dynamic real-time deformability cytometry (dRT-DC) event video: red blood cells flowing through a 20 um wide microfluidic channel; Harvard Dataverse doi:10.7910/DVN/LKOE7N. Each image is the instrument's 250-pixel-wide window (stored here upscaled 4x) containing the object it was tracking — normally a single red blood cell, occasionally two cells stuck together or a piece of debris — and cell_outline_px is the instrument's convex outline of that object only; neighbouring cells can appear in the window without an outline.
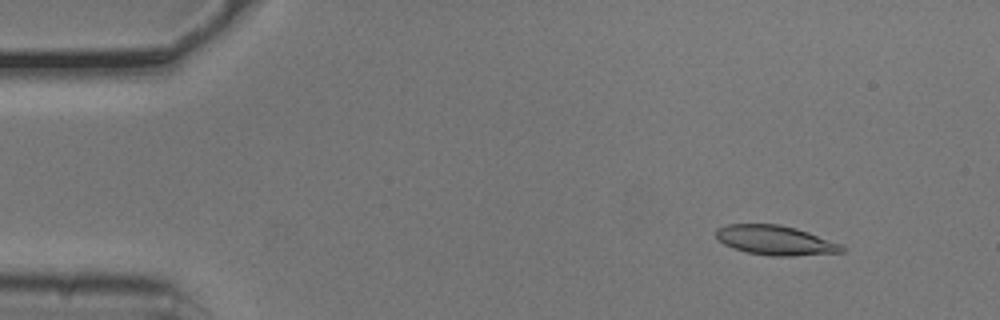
{"species": "common noctule bat (a hibernating species)", "species_latin": "Nyctalus noctula", "temperature_condition": "cold", "stored_images_in_passage": 53, "camera_frame_rate_fps": 3000, "um_per_image_px": 0.085, "animal": {"sex": "male", "body_mass_g": 20.5, "forearm_length_mm": 52.5}, "frame": {"image": 1, "passage_image": 6, "time_ms": 1.667, "image_size_px": [1000, 320], "cell_outline_px": [[848, 248], [844, 252], [792, 256], [772, 256], [748, 252], [732, 248], [724, 244], [716, 236], [716, 228], [728, 224], [780, 224], [796, 228], [808, 232], [840, 244]], "centroid_in_image_um": [65.91, 20.42], "position_along_channel_um": 19.1, "area_um2": 21.62}}
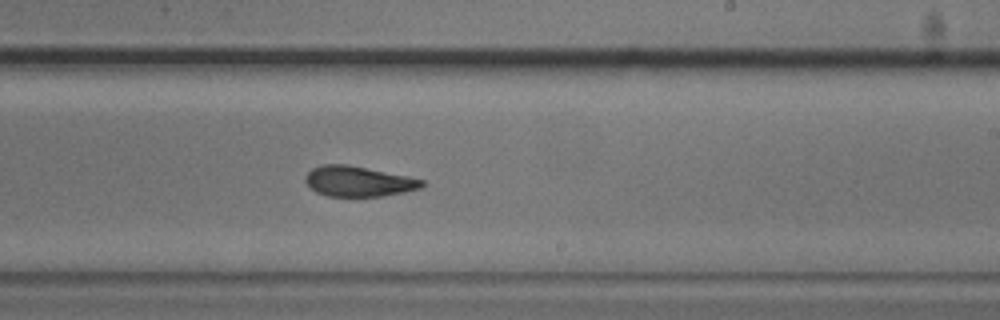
{"frame": {"image": 2, "passage_image": 32, "time_ms": 10.333, "image_size_px": [1000, 320], "cell_outline_px": [[428, 184], [420, 188], [404, 192], [384, 196], [328, 196], [316, 192], [304, 180], [304, 176], [312, 168], [320, 164], [348, 164], [408, 176], [424, 180]], "centroid_in_image_um": [30.48, 15.4], "position_along_channel_um": 258.5, "area_um2": 20.75}}
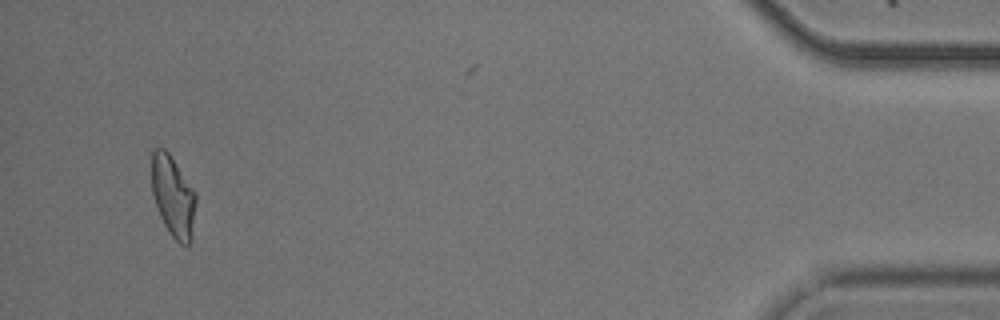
{"frame": {"image": 3, "passage_image": 51, "time_ms": 16.667, "image_size_px": [1000, 320], "cell_outline_px": [[196, 204], [192, 240], [188, 248], [180, 244], [168, 232], [160, 216], [152, 192], [152, 152], [156, 148], [164, 148], [168, 152], [196, 192]], "centroid_in_image_um": [14.74, 16.74], "position_along_channel_um": 420.5, "area_um2": 21.04}, "authors_computed_cell_mechanics": {"area_um2": 21.4438, "velocity_mm_per_s": 3.7708, "shape_relaxation_time_tau1_ms": 4.2414, "shape_relaxation_time_tau2_ms": 2.3893, "deformation_change_tau1": 0.1302, "deformation_change_tau2": 0.0846}}